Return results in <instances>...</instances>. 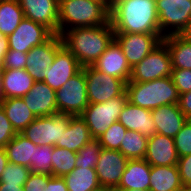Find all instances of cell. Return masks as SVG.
Segmentation results:
<instances>
[{
  "label": "cell",
  "instance_id": "1",
  "mask_svg": "<svg viewBox=\"0 0 191 191\" xmlns=\"http://www.w3.org/2000/svg\"><path fill=\"white\" fill-rule=\"evenodd\" d=\"M109 20L115 33L161 34L156 0H119Z\"/></svg>",
  "mask_w": 191,
  "mask_h": 191
},
{
  "label": "cell",
  "instance_id": "2",
  "mask_svg": "<svg viewBox=\"0 0 191 191\" xmlns=\"http://www.w3.org/2000/svg\"><path fill=\"white\" fill-rule=\"evenodd\" d=\"M110 20L101 26L77 27L65 30L60 36L63 45L76 57L79 64L92 66L114 39Z\"/></svg>",
  "mask_w": 191,
  "mask_h": 191
},
{
  "label": "cell",
  "instance_id": "3",
  "mask_svg": "<svg viewBox=\"0 0 191 191\" xmlns=\"http://www.w3.org/2000/svg\"><path fill=\"white\" fill-rule=\"evenodd\" d=\"M109 14L105 0H62L59 3V35L72 28L106 24Z\"/></svg>",
  "mask_w": 191,
  "mask_h": 191
},
{
  "label": "cell",
  "instance_id": "4",
  "mask_svg": "<svg viewBox=\"0 0 191 191\" xmlns=\"http://www.w3.org/2000/svg\"><path fill=\"white\" fill-rule=\"evenodd\" d=\"M128 101L141 108L149 110L163 105L178 104L179 93L171 76L149 82L126 83Z\"/></svg>",
  "mask_w": 191,
  "mask_h": 191
},
{
  "label": "cell",
  "instance_id": "5",
  "mask_svg": "<svg viewBox=\"0 0 191 191\" xmlns=\"http://www.w3.org/2000/svg\"><path fill=\"white\" fill-rule=\"evenodd\" d=\"M128 101L126 91L103 103H91L80 114L89 128L93 139H98L111 124L118 121L120 113Z\"/></svg>",
  "mask_w": 191,
  "mask_h": 191
},
{
  "label": "cell",
  "instance_id": "6",
  "mask_svg": "<svg viewBox=\"0 0 191 191\" xmlns=\"http://www.w3.org/2000/svg\"><path fill=\"white\" fill-rule=\"evenodd\" d=\"M71 116L70 114L56 113L51 116L37 117L21 134L35 145L56 146L62 132L67 129Z\"/></svg>",
  "mask_w": 191,
  "mask_h": 191
},
{
  "label": "cell",
  "instance_id": "7",
  "mask_svg": "<svg viewBox=\"0 0 191 191\" xmlns=\"http://www.w3.org/2000/svg\"><path fill=\"white\" fill-rule=\"evenodd\" d=\"M58 113L80 115L89 105L85 72L82 68L60 89L56 90Z\"/></svg>",
  "mask_w": 191,
  "mask_h": 191
},
{
  "label": "cell",
  "instance_id": "8",
  "mask_svg": "<svg viewBox=\"0 0 191 191\" xmlns=\"http://www.w3.org/2000/svg\"><path fill=\"white\" fill-rule=\"evenodd\" d=\"M172 62L166 44L162 41L131 72L129 81L149 82L172 74Z\"/></svg>",
  "mask_w": 191,
  "mask_h": 191
},
{
  "label": "cell",
  "instance_id": "9",
  "mask_svg": "<svg viewBox=\"0 0 191 191\" xmlns=\"http://www.w3.org/2000/svg\"><path fill=\"white\" fill-rule=\"evenodd\" d=\"M156 9L163 37L180 35L191 20V0H156Z\"/></svg>",
  "mask_w": 191,
  "mask_h": 191
},
{
  "label": "cell",
  "instance_id": "10",
  "mask_svg": "<svg viewBox=\"0 0 191 191\" xmlns=\"http://www.w3.org/2000/svg\"><path fill=\"white\" fill-rule=\"evenodd\" d=\"M82 68L85 72L89 104L106 102L126 91L124 80L101 73L92 66Z\"/></svg>",
  "mask_w": 191,
  "mask_h": 191
},
{
  "label": "cell",
  "instance_id": "11",
  "mask_svg": "<svg viewBox=\"0 0 191 191\" xmlns=\"http://www.w3.org/2000/svg\"><path fill=\"white\" fill-rule=\"evenodd\" d=\"M128 64L133 68L143 60L163 39L161 34L114 33Z\"/></svg>",
  "mask_w": 191,
  "mask_h": 191
},
{
  "label": "cell",
  "instance_id": "12",
  "mask_svg": "<svg viewBox=\"0 0 191 191\" xmlns=\"http://www.w3.org/2000/svg\"><path fill=\"white\" fill-rule=\"evenodd\" d=\"M54 33L46 26L24 18L8 36L9 50L28 53L33 47L48 41Z\"/></svg>",
  "mask_w": 191,
  "mask_h": 191
},
{
  "label": "cell",
  "instance_id": "13",
  "mask_svg": "<svg viewBox=\"0 0 191 191\" xmlns=\"http://www.w3.org/2000/svg\"><path fill=\"white\" fill-rule=\"evenodd\" d=\"M63 46L61 36L54 34L48 41L27 53L26 71L35 82L44 81V73L53 63L56 52Z\"/></svg>",
  "mask_w": 191,
  "mask_h": 191
},
{
  "label": "cell",
  "instance_id": "14",
  "mask_svg": "<svg viewBox=\"0 0 191 191\" xmlns=\"http://www.w3.org/2000/svg\"><path fill=\"white\" fill-rule=\"evenodd\" d=\"M119 150L101 148L95 171L101 186L116 188L128 162Z\"/></svg>",
  "mask_w": 191,
  "mask_h": 191
},
{
  "label": "cell",
  "instance_id": "15",
  "mask_svg": "<svg viewBox=\"0 0 191 191\" xmlns=\"http://www.w3.org/2000/svg\"><path fill=\"white\" fill-rule=\"evenodd\" d=\"M82 69L76 57L63 45L57 52L50 68L44 73V81L55 91Z\"/></svg>",
  "mask_w": 191,
  "mask_h": 191
},
{
  "label": "cell",
  "instance_id": "16",
  "mask_svg": "<svg viewBox=\"0 0 191 191\" xmlns=\"http://www.w3.org/2000/svg\"><path fill=\"white\" fill-rule=\"evenodd\" d=\"M24 18L40 23L59 35V3L56 0H17Z\"/></svg>",
  "mask_w": 191,
  "mask_h": 191
},
{
  "label": "cell",
  "instance_id": "17",
  "mask_svg": "<svg viewBox=\"0 0 191 191\" xmlns=\"http://www.w3.org/2000/svg\"><path fill=\"white\" fill-rule=\"evenodd\" d=\"M92 67L101 73L122 79L126 83L129 82L132 72L121 46L115 39L107 46Z\"/></svg>",
  "mask_w": 191,
  "mask_h": 191
},
{
  "label": "cell",
  "instance_id": "18",
  "mask_svg": "<svg viewBox=\"0 0 191 191\" xmlns=\"http://www.w3.org/2000/svg\"><path fill=\"white\" fill-rule=\"evenodd\" d=\"M22 99L36 117L51 116L58 113L56 91L45 82H34L33 87Z\"/></svg>",
  "mask_w": 191,
  "mask_h": 191
},
{
  "label": "cell",
  "instance_id": "19",
  "mask_svg": "<svg viewBox=\"0 0 191 191\" xmlns=\"http://www.w3.org/2000/svg\"><path fill=\"white\" fill-rule=\"evenodd\" d=\"M144 159L151 166L177 165L178 155L174 138L158 133L148 138L147 150Z\"/></svg>",
  "mask_w": 191,
  "mask_h": 191
},
{
  "label": "cell",
  "instance_id": "20",
  "mask_svg": "<svg viewBox=\"0 0 191 191\" xmlns=\"http://www.w3.org/2000/svg\"><path fill=\"white\" fill-rule=\"evenodd\" d=\"M156 133L174 138L188 118L178 104L163 105L151 110Z\"/></svg>",
  "mask_w": 191,
  "mask_h": 191
},
{
  "label": "cell",
  "instance_id": "21",
  "mask_svg": "<svg viewBox=\"0 0 191 191\" xmlns=\"http://www.w3.org/2000/svg\"><path fill=\"white\" fill-rule=\"evenodd\" d=\"M118 121L127 129L140 132L146 137L156 133L151 110L131 104H125Z\"/></svg>",
  "mask_w": 191,
  "mask_h": 191
},
{
  "label": "cell",
  "instance_id": "22",
  "mask_svg": "<svg viewBox=\"0 0 191 191\" xmlns=\"http://www.w3.org/2000/svg\"><path fill=\"white\" fill-rule=\"evenodd\" d=\"M92 139L89 128L81 116H71L69 119V125L67 129L62 132L61 138L58 139L56 146L66 148L77 153Z\"/></svg>",
  "mask_w": 191,
  "mask_h": 191
},
{
  "label": "cell",
  "instance_id": "23",
  "mask_svg": "<svg viewBox=\"0 0 191 191\" xmlns=\"http://www.w3.org/2000/svg\"><path fill=\"white\" fill-rule=\"evenodd\" d=\"M1 78L4 99L22 98L35 82L26 69L2 70Z\"/></svg>",
  "mask_w": 191,
  "mask_h": 191
},
{
  "label": "cell",
  "instance_id": "24",
  "mask_svg": "<svg viewBox=\"0 0 191 191\" xmlns=\"http://www.w3.org/2000/svg\"><path fill=\"white\" fill-rule=\"evenodd\" d=\"M151 165L145 159H129L116 188L149 189Z\"/></svg>",
  "mask_w": 191,
  "mask_h": 191
},
{
  "label": "cell",
  "instance_id": "25",
  "mask_svg": "<svg viewBox=\"0 0 191 191\" xmlns=\"http://www.w3.org/2000/svg\"><path fill=\"white\" fill-rule=\"evenodd\" d=\"M182 187L177 165L151 166L150 191H176Z\"/></svg>",
  "mask_w": 191,
  "mask_h": 191
},
{
  "label": "cell",
  "instance_id": "26",
  "mask_svg": "<svg viewBox=\"0 0 191 191\" xmlns=\"http://www.w3.org/2000/svg\"><path fill=\"white\" fill-rule=\"evenodd\" d=\"M0 105L17 133H21L37 118L26 106L22 98H7Z\"/></svg>",
  "mask_w": 191,
  "mask_h": 191
},
{
  "label": "cell",
  "instance_id": "27",
  "mask_svg": "<svg viewBox=\"0 0 191 191\" xmlns=\"http://www.w3.org/2000/svg\"><path fill=\"white\" fill-rule=\"evenodd\" d=\"M35 144L21 133H17L4 147L8 161L28 168L33 164Z\"/></svg>",
  "mask_w": 191,
  "mask_h": 191
},
{
  "label": "cell",
  "instance_id": "28",
  "mask_svg": "<svg viewBox=\"0 0 191 191\" xmlns=\"http://www.w3.org/2000/svg\"><path fill=\"white\" fill-rule=\"evenodd\" d=\"M169 51L173 69L191 70V43L180 35L163 37Z\"/></svg>",
  "mask_w": 191,
  "mask_h": 191
},
{
  "label": "cell",
  "instance_id": "29",
  "mask_svg": "<svg viewBox=\"0 0 191 191\" xmlns=\"http://www.w3.org/2000/svg\"><path fill=\"white\" fill-rule=\"evenodd\" d=\"M63 179L68 191H93L101 186L95 169L90 167H75L69 174L64 175Z\"/></svg>",
  "mask_w": 191,
  "mask_h": 191
},
{
  "label": "cell",
  "instance_id": "30",
  "mask_svg": "<svg viewBox=\"0 0 191 191\" xmlns=\"http://www.w3.org/2000/svg\"><path fill=\"white\" fill-rule=\"evenodd\" d=\"M24 19V13L17 0H0V33L11 35Z\"/></svg>",
  "mask_w": 191,
  "mask_h": 191
},
{
  "label": "cell",
  "instance_id": "31",
  "mask_svg": "<svg viewBox=\"0 0 191 191\" xmlns=\"http://www.w3.org/2000/svg\"><path fill=\"white\" fill-rule=\"evenodd\" d=\"M148 137L134 130H127L119 151L128 159H144Z\"/></svg>",
  "mask_w": 191,
  "mask_h": 191
},
{
  "label": "cell",
  "instance_id": "32",
  "mask_svg": "<svg viewBox=\"0 0 191 191\" xmlns=\"http://www.w3.org/2000/svg\"><path fill=\"white\" fill-rule=\"evenodd\" d=\"M77 153L66 148L53 146L52 151V176L63 177L75 167Z\"/></svg>",
  "mask_w": 191,
  "mask_h": 191
},
{
  "label": "cell",
  "instance_id": "33",
  "mask_svg": "<svg viewBox=\"0 0 191 191\" xmlns=\"http://www.w3.org/2000/svg\"><path fill=\"white\" fill-rule=\"evenodd\" d=\"M52 151L53 146H34L33 164L30 166L32 173L52 175Z\"/></svg>",
  "mask_w": 191,
  "mask_h": 191
},
{
  "label": "cell",
  "instance_id": "34",
  "mask_svg": "<svg viewBox=\"0 0 191 191\" xmlns=\"http://www.w3.org/2000/svg\"><path fill=\"white\" fill-rule=\"evenodd\" d=\"M101 144L98 139H92L86 143L78 152L76 156V167L84 166L92 169L96 168L101 150Z\"/></svg>",
  "mask_w": 191,
  "mask_h": 191
},
{
  "label": "cell",
  "instance_id": "35",
  "mask_svg": "<svg viewBox=\"0 0 191 191\" xmlns=\"http://www.w3.org/2000/svg\"><path fill=\"white\" fill-rule=\"evenodd\" d=\"M127 129L119 122L115 121L109 128L102 134L98 140L102 148L119 150L121 141L124 139Z\"/></svg>",
  "mask_w": 191,
  "mask_h": 191
},
{
  "label": "cell",
  "instance_id": "36",
  "mask_svg": "<svg viewBox=\"0 0 191 191\" xmlns=\"http://www.w3.org/2000/svg\"><path fill=\"white\" fill-rule=\"evenodd\" d=\"M30 173V168L8 162L2 173L0 183L4 185H24Z\"/></svg>",
  "mask_w": 191,
  "mask_h": 191
},
{
  "label": "cell",
  "instance_id": "37",
  "mask_svg": "<svg viewBox=\"0 0 191 191\" xmlns=\"http://www.w3.org/2000/svg\"><path fill=\"white\" fill-rule=\"evenodd\" d=\"M174 144L178 157L191 154V121L189 119L174 137Z\"/></svg>",
  "mask_w": 191,
  "mask_h": 191
},
{
  "label": "cell",
  "instance_id": "38",
  "mask_svg": "<svg viewBox=\"0 0 191 191\" xmlns=\"http://www.w3.org/2000/svg\"><path fill=\"white\" fill-rule=\"evenodd\" d=\"M27 53L9 50L4 56L2 70L8 69H26Z\"/></svg>",
  "mask_w": 191,
  "mask_h": 191
},
{
  "label": "cell",
  "instance_id": "39",
  "mask_svg": "<svg viewBox=\"0 0 191 191\" xmlns=\"http://www.w3.org/2000/svg\"><path fill=\"white\" fill-rule=\"evenodd\" d=\"M171 78L179 95L191 91V70L173 69Z\"/></svg>",
  "mask_w": 191,
  "mask_h": 191
},
{
  "label": "cell",
  "instance_id": "40",
  "mask_svg": "<svg viewBox=\"0 0 191 191\" xmlns=\"http://www.w3.org/2000/svg\"><path fill=\"white\" fill-rule=\"evenodd\" d=\"M16 134L17 132L14 130L4 109L0 105V148H4Z\"/></svg>",
  "mask_w": 191,
  "mask_h": 191
},
{
  "label": "cell",
  "instance_id": "41",
  "mask_svg": "<svg viewBox=\"0 0 191 191\" xmlns=\"http://www.w3.org/2000/svg\"><path fill=\"white\" fill-rule=\"evenodd\" d=\"M52 175L41 173H30L25 184L24 191H45V186L48 185V180Z\"/></svg>",
  "mask_w": 191,
  "mask_h": 191
},
{
  "label": "cell",
  "instance_id": "42",
  "mask_svg": "<svg viewBox=\"0 0 191 191\" xmlns=\"http://www.w3.org/2000/svg\"><path fill=\"white\" fill-rule=\"evenodd\" d=\"M177 166L183 187L191 188V154L179 157Z\"/></svg>",
  "mask_w": 191,
  "mask_h": 191
},
{
  "label": "cell",
  "instance_id": "43",
  "mask_svg": "<svg viewBox=\"0 0 191 191\" xmlns=\"http://www.w3.org/2000/svg\"><path fill=\"white\" fill-rule=\"evenodd\" d=\"M179 109L183 114L190 119L191 118V91L185 92L179 95L178 101Z\"/></svg>",
  "mask_w": 191,
  "mask_h": 191
},
{
  "label": "cell",
  "instance_id": "44",
  "mask_svg": "<svg viewBox=\"0 0 191 191\" xmlns=\"http://www.w3.org/2000/svg\"><path fill=\"white\" fill-rule=\"evenodd\" d=\"M45 191H68V189L63 177L52 176L45 186Z\"/></svg>",
  "mask_w": 191,
  "mask_h": 191
},
{
  "label": "cell",
  "instance_id": "45",
  "mask_svg": "<svg viewBox=\"0 0 191 191\" xmlns=\"http://www.w3.org/2000/svg\"><path fill=\"white\" fill-rule=\"evenodd\" d=\"M9 51L8 37L0 33V64L2 65L4 56Z\"/></svg>",
  "mask_w": 191,
  "mask_h": 191
},
{
  "label": "cell",
  "instance_id": "46",
  "mask_svg": "<svg viewBox=\"0 0 191 191\" xmlns=\"http://www.w3.org/2000/svg\"><path fill=\"white\" fill-rule=\"evenodd\" d=\"M8 162L9 161H8V157L6 155L5 149L0 148V179Z\"/></svg>",
  "mask_w": 191,
  "mask_h": 191
},
{
  "label": "cell",
  "instance_id": "47",
  "mask_svg": "<svg viewBox=\"0 0 191 191\" xmlns=\"http://www.w3.org/2000/svg\"><path fill=\"white\" fill-rule=\"evenodd\" d=\"M0 191H24L23 185H4L0 183Z\"/></svg>",
  "mask_w": 191,
  "mask_h": 191
},
{
  "label": "cell",
  "instance_id": "48",
  "mask_svg": "<svg viewBox=\"0 0 191 191\" xmlns=\"http://www.w3.org/2000/svg\"><path fill=\"white\" fill-rule=\"evenodd\" d=\"M180 36L191 43V20L188 22L186 28L180 33Z\"/></svg>",
  "mask_w": 191,
  "mask_h": 191
},
{
  "label": "cell",
  "instance_id": "49",
  "mask_svg": "<svg viewBox=\"0 0 191 191\" xmlns=\"http://www.w3.org/2000/svg\"><path fill=\"white\" fill-rule=\"evenodd\" d=\"M114 191H150L149 189H124V188H114Z\"/></svg>",
  "mask_w": 191,
  "mask_h": 191
},
{
  "label": "cell",
  "instance_id": "50",
  "mask_svg": "<svg viewBox=\"0 0 191 191\" xmlns=\"http://www.w3.org/2000/svg\"><path fill=\"white\" fill-rule=\"evenodd\" d=\"M93 191H114V188L100 186L98 189H95Z\"/></svg>",
  "mask_w": 191,
  "mask_h": 191
},
{
  "label": "cell",
  "instance_id": "51",
  "mask_svg": "<svg viewBox=\"0 0 191 191\" xmlns=\"http://www.w3.org/2000/svg\"><path fill=\"white\" fill-rule=\"evenodd\" d=\"M3 100H4V96H3V89H2V78L0 75V104Z\"/></svg>",
  "mask_w": 191,
  "mask_h": 191
},
{
  "label": "cell",
  "instance_id": "52",
  "mask_svg": "<svg viewBox=\"0 0 191 191\" xmlns=\"http://www.w3.org/2000/svg\"><path fill=\"white\" fill-rule=\"evenodd\" d=\"M119 0H106V3L108 5V7L110 8L113 4H115L116 2H118Z\"/></svg>",
  "mask_w": 191,
  "mask_h": 191
},
{
  "label": "cell",
  "instance_id": "53",
  "mask_svg": "<svg viewBox=\"0 0 191 191\" xmlns=\"http://www.w3.org/2000/svg\"><path fill=\"white\" fill-rule=\"evenodd\" d=\"M176 191H191V188L182 187L181 189L176 190Z\"/></svg>",
  "mask_w": 191,
  "mask_h": 191
},
{
  "label": "cell",
  "instance_id": "54",
  "mask_svg": "<svg viewBox=\"0 0 191 191\" xmlns=\"http://www.w3.org/2000/svg\"><path fill=\"white\" fill-rule=\"evenodd\" d=\"M1 72H2V65L0 64V75H1Z\"/></svg>",
  "mask_w": 191,
  "mask_h": 191
}]
</instances>
